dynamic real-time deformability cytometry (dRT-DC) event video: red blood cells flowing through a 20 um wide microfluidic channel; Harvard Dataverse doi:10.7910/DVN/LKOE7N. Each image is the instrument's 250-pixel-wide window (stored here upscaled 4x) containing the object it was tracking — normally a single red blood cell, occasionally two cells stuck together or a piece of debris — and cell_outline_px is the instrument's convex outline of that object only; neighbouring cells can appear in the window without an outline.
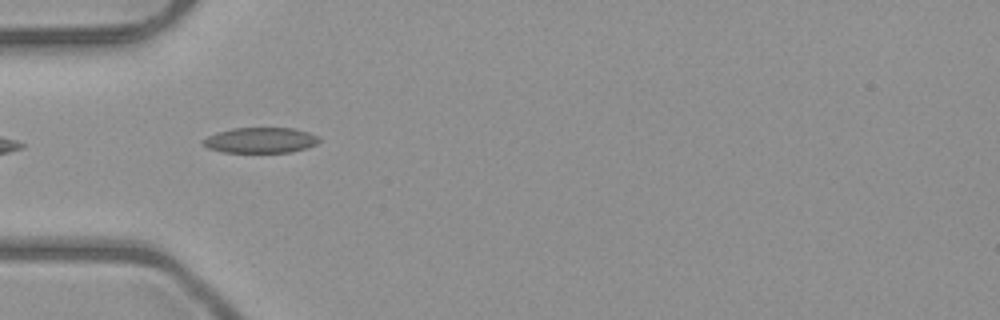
{"species": "common noctule bat (a hibernating species)", "species_latin": "Nyctalus noctula", "temperature_condition": "room temperature", "stored_images_in_passage": 5, "camera_frame_rate_fps": 3000, "um_per_image_px": 0.085, "animal": {"sex": "male", "body_mass_g": 23.1, "forearm_length_mm": 52.7}, "frame": {"image": 1, "passage_image": 1, "time_ms": 0.0, "image_size_px": [1000, 320], "cell_outline_px": [[320, 140], [316, 144], [292, 152], [224, 152], [208, 148], [200, 144], [200, 140], [216, 132], [232, 128], [292, 128], [308, 132], [320, 136]], "centroid_in_image_um": [22.1, 11.91], "position_along_channel_um": 62.9, "area_um2": 17.34}}